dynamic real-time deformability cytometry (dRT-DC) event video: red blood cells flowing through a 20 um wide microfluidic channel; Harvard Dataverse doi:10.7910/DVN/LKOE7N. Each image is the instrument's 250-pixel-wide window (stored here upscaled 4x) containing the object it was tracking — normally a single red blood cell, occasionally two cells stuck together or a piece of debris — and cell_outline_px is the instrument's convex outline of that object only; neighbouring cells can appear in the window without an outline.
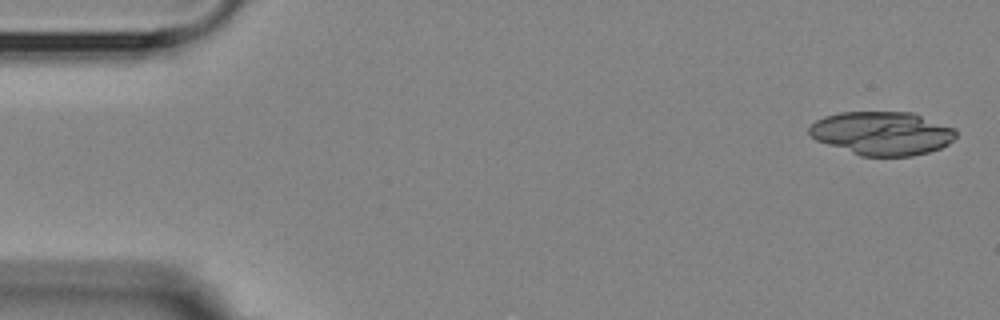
{"species": "Egyptian fruit bat (a non-hibernating species)", "species_latin": "Rousettus aegyptiacus", "temperature_condition": "room temperature", "stored_images_in_passage": 55, "segment_of_instrument_passage": [1, 2], "camera_frame_rate_fps": 3000, "um_per_image_px": 0.085, "animal": {"sex": "female"}, "frame": {"image": 1, "passage_image": 2, "time_ms": 0.333, "image_size_px": [1000, 320], "cell_outline_px": [[956, 136], [948, 144], [940, 148], [928, 152], [912, 156], [860, 156], [816, 140], [808, 132], [808, 128], [816, 120], [824, 116], [840, 112], [912, 112], [956, 128]], "centroid_in_image_um": [74.98, 11.32], "position_along_channel_um": 10.0, "area_um2": 37.28}}